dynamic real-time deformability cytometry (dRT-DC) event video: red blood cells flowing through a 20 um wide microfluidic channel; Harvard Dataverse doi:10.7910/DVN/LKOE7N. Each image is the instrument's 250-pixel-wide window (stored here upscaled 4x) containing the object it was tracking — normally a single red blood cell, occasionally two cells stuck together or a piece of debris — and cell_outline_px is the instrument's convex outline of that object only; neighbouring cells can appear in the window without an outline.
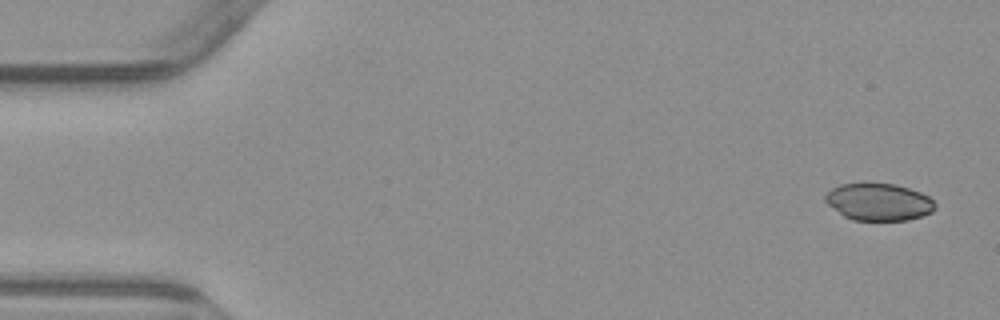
{"species": "common noctule bat (a hibernating species)", "species_latin": "Nyctalus noctula", "temperature_condition": "warm", "stored_images_in_passage": 6, "camera_frame_rate_fps": 3000, "um_per_image_px": 0.085, "animal": {"sex": "male", "body_mass_g": 23.1, "forearm_length_mm": 52.7}, "frame": {"image": 1, "passage_image": 1, "time_ms": 0.0, "image_size_px": [1000, 320], "cell_outline_px": [[936, 208], [932, 212], [908, 220], [852, 220], [844, 216], [828, 204], [824, 200], [824, 196], [832, 188], [840, 184], [864, 180], [896, 184], [920, 192], [928, 196], [936, 204]], "centroid_in_image_um": [74.66, 17.12], "position_along_channel_um": 10.3, "area_um2": 24.39}}
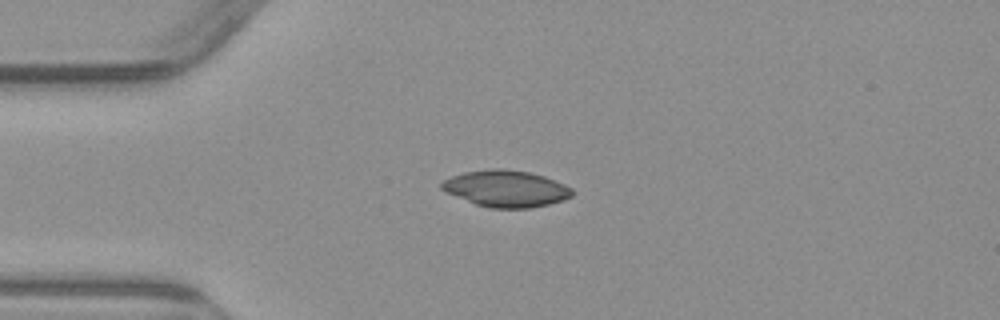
{"frame": {"image": 2, "passage_image": 4, "time_ms": 3.667, "image_size_px": [1000, 320], "cell_outline_px": [[572, 196], [564, 200], [532, 208], [488, 208], [476, 204], [444, 192], [440, 188], [440, 184], [444, 180], [452, 176], [464, 172], [488, 168], [504, 168], [528, 172], [544, 176], [564, 184], [572, 188]], "centroid_in_image_um": [42.99, 16.03], "position_along_channel_um": 42.0, "area_um2": 27.98}}